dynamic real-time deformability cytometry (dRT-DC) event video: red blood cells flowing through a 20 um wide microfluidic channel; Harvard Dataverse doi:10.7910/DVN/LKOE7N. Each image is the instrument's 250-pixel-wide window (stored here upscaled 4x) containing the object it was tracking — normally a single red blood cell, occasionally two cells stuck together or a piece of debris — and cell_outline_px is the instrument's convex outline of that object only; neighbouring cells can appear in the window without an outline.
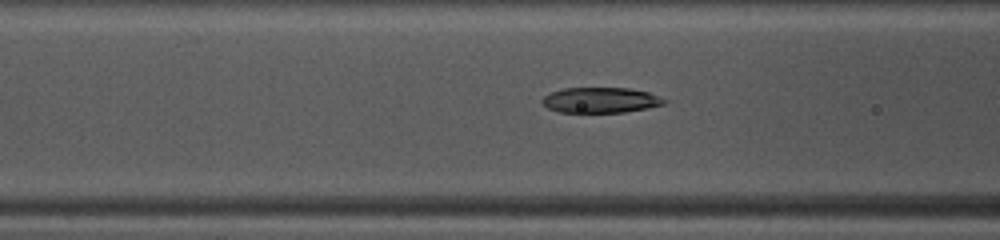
{"species": "common noctule bat (a hibernating species)", "species_latin": "Nyctalus noctula", "temperature_condition": "warm", "stored_images_in_passage": 46, "camera_frame_rate_fps": 3000, "um_per_image_px": 0.085, "animal": {"sex": "female", "body_mass_g": 10.0, "forearm_length_mm": 53.1}, "frame": {"image": 1, "passage_image": 16, "time_ms": 5.0, "image_size_px": [1000, 240], "cell_outline_px": [[668, 100], [664, 104], [648, 108], [624, 112], [560, 112], [548, 108], [540, 100], [544, 96], [552, 92], [564, 88], [628, 88], [648, 92]], "centroid_in_image_um": [51.06, 8.51], "position_along_channel_um": 115.5, "area_um2": 17.98}}
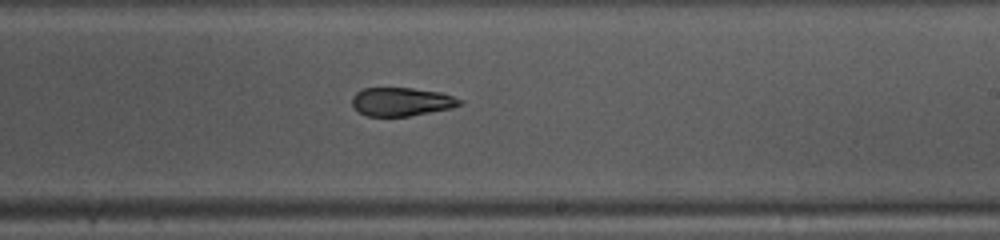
{"frame": {"image": 2, "passage_image": 26, "time_ms": 8.333, "image_size_px": [1000, 240], "cell_outline_px": [[464, 104], [452, 108], [408, 116], [368, 116], [356, 112], [352, 108], [352, 96], [356, 92], [364, 88], [412, 88], [440, 92], [464, 100]], "centroid_in_image_um": [34.11, 8.65], "position_along_channel_um": 254.9, "area_um2": 18.09}}
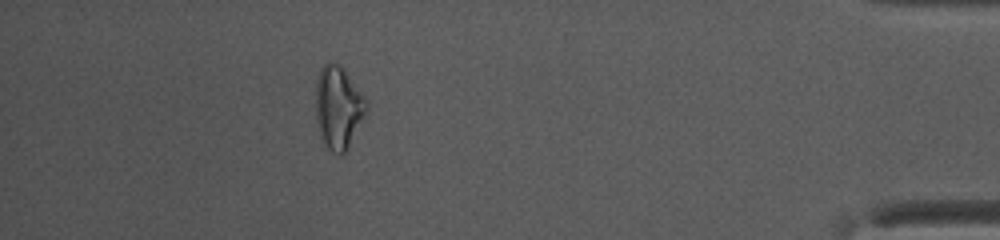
{"frame": {"image": 3, "passage_image": 41, "time_ms": 13.333, "image_size_px": [1000, 240], "cell_outline_px": [[368, 112], [344, 152], [332, 152], [320, 140], [316, 120], [316, 80], [320, 68], [328, 60], [340, 64], [344, 68], [368, 100]], "centroid_in_image_um": [28.76, 9.07], "position_along_channel_um": 406.4, "area_um2": 24.8}, "authors_computed_cell_mechanics": {"area_um2": 19.3919, "velocity_mm_per_s": 4.1683, "shape_relaxation_time_tau1_ms": 10.8017, "shape_relaxation_time_tau2_ms": null, "deformation_change_tau1": 0.2555, "deformation_change_tau2": null}}